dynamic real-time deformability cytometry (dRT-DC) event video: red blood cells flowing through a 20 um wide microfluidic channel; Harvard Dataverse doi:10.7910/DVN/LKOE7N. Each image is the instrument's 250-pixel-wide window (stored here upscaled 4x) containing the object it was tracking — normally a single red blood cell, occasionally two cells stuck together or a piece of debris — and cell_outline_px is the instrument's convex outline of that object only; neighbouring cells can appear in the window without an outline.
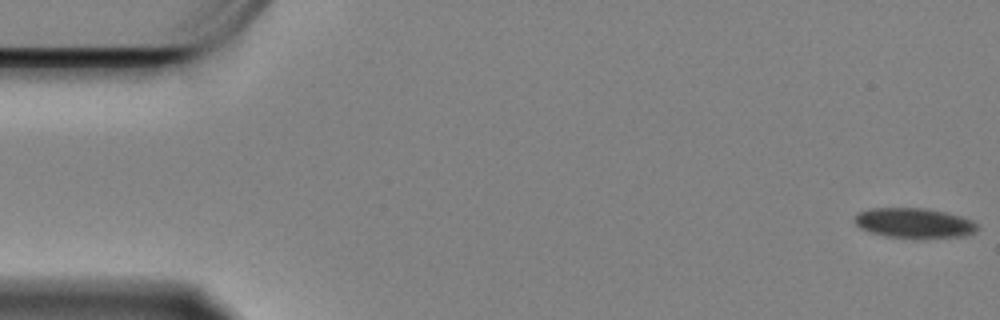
{"species": "Egyptian fruit bat (a non-hibernating species)", "species_latin": "Rousettus aegyptiacus", "temperature_condition": "cold", "stored_images_in_passage": 60, "camera_frame_rate_fps": 3000, "um_per_image_px": 0.085, "animal": {"sex": "female"}, "frame": {"image": 1, "passage_image": 1, "time_ms": 0.0, "image_size_px": [1000, 320], "cell_outline_px": [[976, 228], [972, 232], [960, 236], [888, 236], [872, 232], [860, 228], [856, 224], [856, 216], [860, 212], [872, 208], [924, 208], [944, 212], [960, 216], [972, 220], [976, 224]], "centroid_in_image_um": [77.66, 18.91], "position_along_channel_um": 7.3, "area_um2": 20.29}}
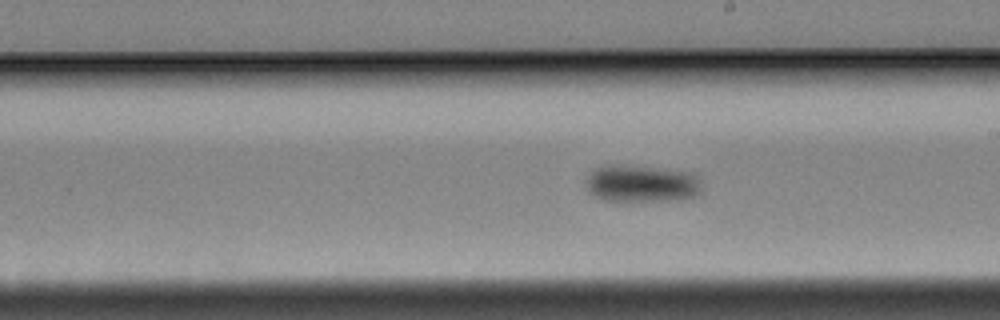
{"frame": {"image": 2, "passage_image": 33, "time_ms": 10.667, "image_size_px": [1000, 320], "cell_outline_px": [[700, 192], [696, 196], [680, 200], [600, 200], [588, 192], [588, 176], [592, 172], [600, 168], [648, 168], [696, 172], [700, 180]], "centroid_in_image_um": [54.65, 15.66], "position_along_channel_um": 234.3, "area_um2": 23.93}}
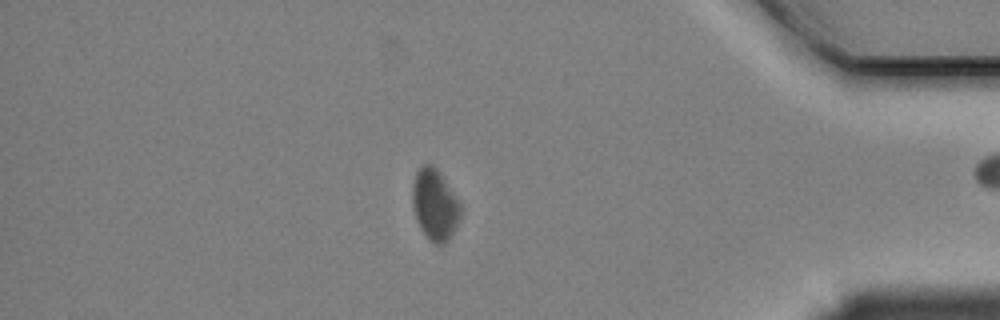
{"frame": {"image": 3, "passage_image": 51, "time_ms": 16.667, "image_size_px": [1000, 320], "cell_outline_px": [[460, 216], [448, 240], [444, 244], [436, 244], [428, 240], [420, 228], [416, 220], [412, 204], [412, 184], [416, 172], [424, 164], [432, 164], [436, 168], [460, 204]], "centroid_in_image_um": [36.91, 17.41], "position_along_channel_um": 398.3, "area_um2": 19.59}, "authors_computed_cell_mechanics": {"area_um2": 21.9929, "velocity_mm_per_s": 3.3269, "shape_relaxation_time_tau1_ms": 1.5157, "shape_relaxation_time_tau2_ms": null, "deformation_change_tau1": 0.0573, "deformation_change_tau2": null}}